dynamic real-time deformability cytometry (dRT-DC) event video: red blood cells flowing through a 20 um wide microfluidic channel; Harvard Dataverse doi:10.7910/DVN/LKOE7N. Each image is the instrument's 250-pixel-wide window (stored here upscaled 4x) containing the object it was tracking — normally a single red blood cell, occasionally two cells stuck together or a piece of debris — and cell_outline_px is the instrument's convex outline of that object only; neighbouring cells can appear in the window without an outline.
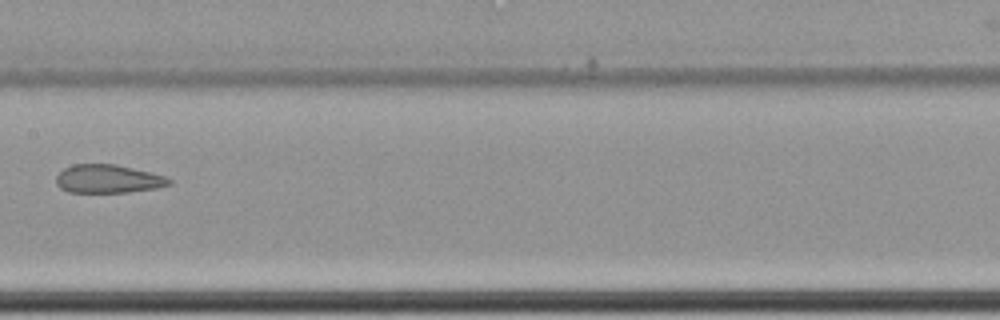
{"species": "common noctule bat (a hibernating species)", "species_latin": "Nyctalus noctula", "temperature_condition": "cold", "stored_images_in_passage": 12, "camera_frame_rate_fps": 3000, "um_per_image_px": 0.085, "animal": {"sex": "female", "body_mass_g": 22.7, "forearm_length_mm": 54.2}, "frame": {"image": 1, "passage_image": 9, "time_ms": 2.667, "image_size_px": [1000, 320], "cell_outline_px": [[172, 184], [156, 188], [128, 192], [68, 192], [60, 188], [56, 184], [56, 176], [64, 168], [72, 164], [116, 164], [152, 172], [164, 176], [172, 180]], "centroid_in_image_um": [9.19, 15.2], "position_along_channel_um": 198.2, "area_um2": 18.79}}
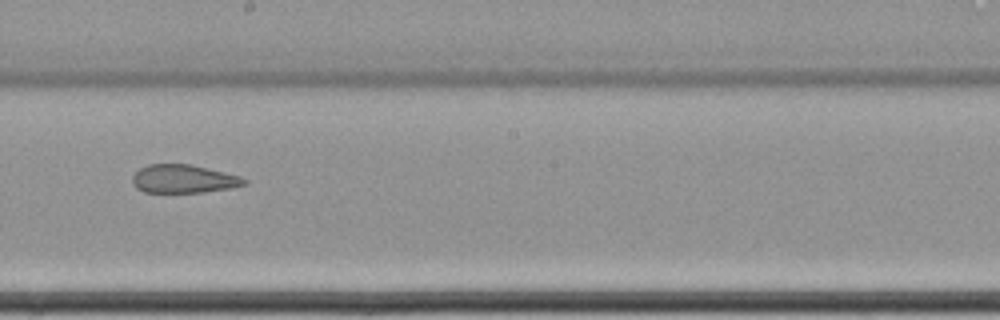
{"frame": {"image": 2, "passage_image": 10, "time_ms": 3.0, "image_size_px": [1000, 320], "cell_outline_px": [[248, 184], [232, 188], [204, 192], [144, 192], [136, 188], [132, 184], [132, 176], [140, 168], [148, 164], [192, 164], [240, 176], [248, 180]], "centroid_in_image_um": [15.62, 15.2], "position_along_channel_um": 232.6, "area_um2": 18.61}}
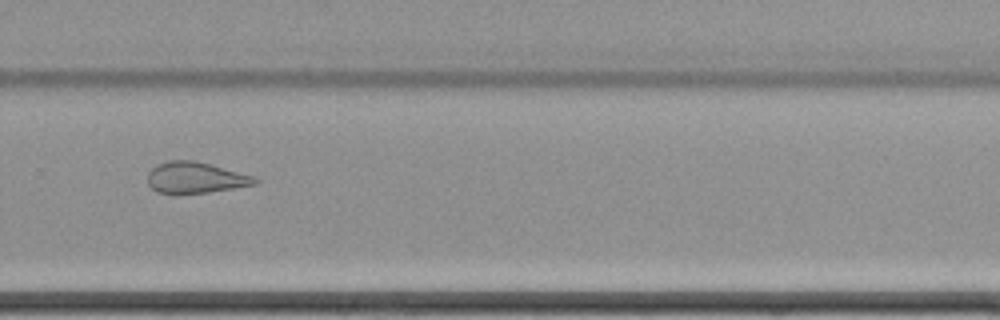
{"frame": {"image": 3, "passage_image": 12, "time_ms": 3.667, "image_size_px": [1000, 320], "cell_outline_px": [[260, 180], [256, 184], [208, 192], [156, 192], [148, 184], [148, 172], [156, 164], [168, 160], [196, 160], [256, 176]], "centroid_in_image_um": [16.64, 15.06], "position_along_channel_um": 313.2, "area_um2": 19.36}}